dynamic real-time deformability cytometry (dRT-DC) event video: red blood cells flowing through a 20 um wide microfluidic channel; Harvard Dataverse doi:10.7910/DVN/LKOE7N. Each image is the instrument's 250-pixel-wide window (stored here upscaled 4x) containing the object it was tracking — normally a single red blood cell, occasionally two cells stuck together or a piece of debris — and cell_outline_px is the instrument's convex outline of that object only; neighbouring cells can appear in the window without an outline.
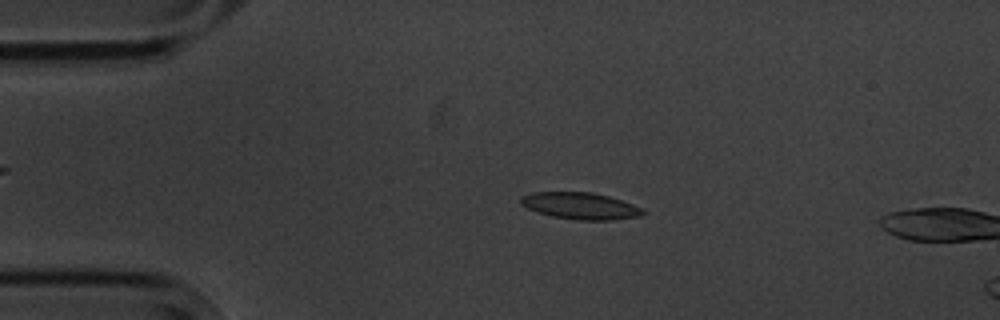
{"species": "common noctule bat (a hibernating species)", "species_latin": "Nyctalus noctula", "temperature_condition": "cold", "stored_images_in_passage": 3, "camera_frame_rate_fps": 3000, "um_per_image_px": 0.085, "animal": {"sex": "male", "body_mass_g": 20.1, "forearm_length_mm": 53.5}, "frame": {"image": 1, "passage_image": 2, "time_ms": 1.333, "image_size_px": [1000, 320], "cell_outline_px": [[644, 212], [640, 216], [612, 220], [576, 220], [552, 216], [528, 208], [520, 204], [520, 196], [532, 192], [592, 192], [608, 196], [632, 204], [640, 208]], "centroid_in_image_um": [49.29, 17.49], "position_along_channel_um": 35.7, "area_um2": 18.84}}